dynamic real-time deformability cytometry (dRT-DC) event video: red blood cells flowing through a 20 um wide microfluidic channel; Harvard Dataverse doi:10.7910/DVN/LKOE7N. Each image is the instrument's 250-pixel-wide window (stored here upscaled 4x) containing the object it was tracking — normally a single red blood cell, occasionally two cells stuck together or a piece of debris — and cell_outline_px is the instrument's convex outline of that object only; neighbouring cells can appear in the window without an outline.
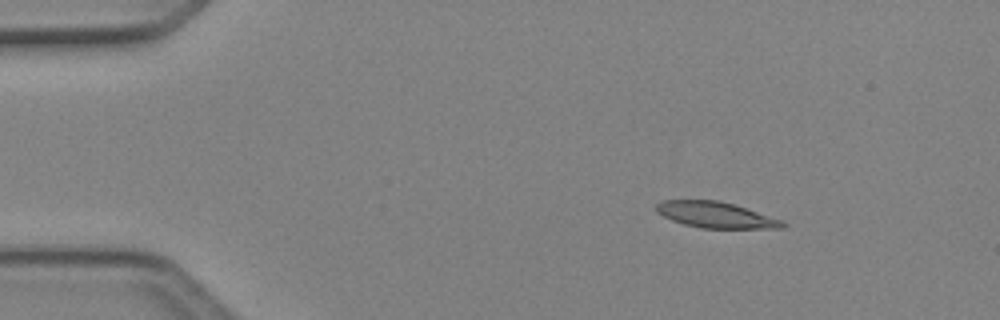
{"species": "Egyptian fruit bat (a non-hibernating species)", "species_latin": "Rousettus aegyptiacus", "temperature_condition": "cold", "stored_images_in_passage": 4, "camera_frame_rate_fps": 3000, "um_per_image_px": 0.085, "animal": {"sex": "female"}, "frame": {"image": 1, "passage_image": 2, "time_ms": 0.333, "image_size_px": [1000, 320], "cell_outline_px": [[788, 224], [784, 228], [700, 228], [684, 224], [672, 220], [656, 212], [656, 204], [660, 200], [720, 200], [784, 220]], "centroid_in_image_um": [60.85, 18.26], "position_along_channel_um": 24.1, "area_um2": 19.19}}